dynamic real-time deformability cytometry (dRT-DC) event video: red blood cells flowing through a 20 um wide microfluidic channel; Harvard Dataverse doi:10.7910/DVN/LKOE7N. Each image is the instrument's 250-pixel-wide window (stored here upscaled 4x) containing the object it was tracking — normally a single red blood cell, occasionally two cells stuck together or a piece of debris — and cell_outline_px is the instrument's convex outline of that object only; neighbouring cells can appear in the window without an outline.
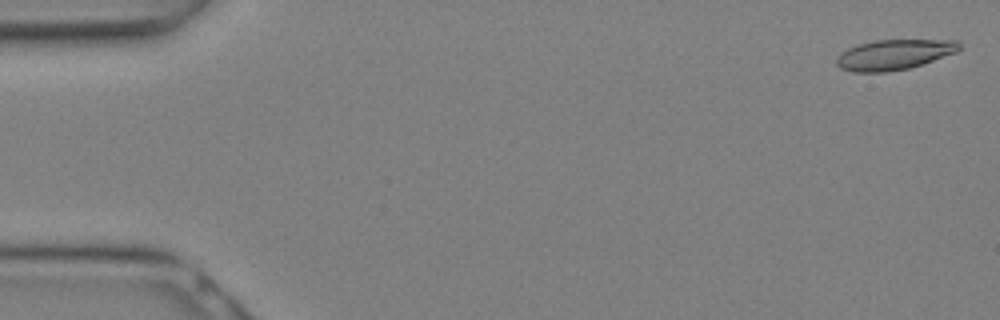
{"species": "Egyptian fruit bat (a non-hibernating species)", "species_latin": "Rousettus aegyptiacus", "temperature_condition": "warm", "stored_images_in_passage": 12, "camera_frame_rate_fps": 3000, "um_per_image_px": 0.085, "animal": {"sex": "female"}, "frame": {"image": 1, "passage_image": 1, "time_ms": 0.0, "image_size_px": [1000, 320], "cell_outline_px": [[964, 48], [956, 52], [924, 64], [908, 68], [888, 72], [852, 72], [840, 68], [836, 64], [836, 60], [840, 52], [856, 44], [876, 40], [960, 40]], "centroid_in_image_um": [76.02, 4.64], "position_along_channel_um": 9.0, "area_um2": 21.96}}
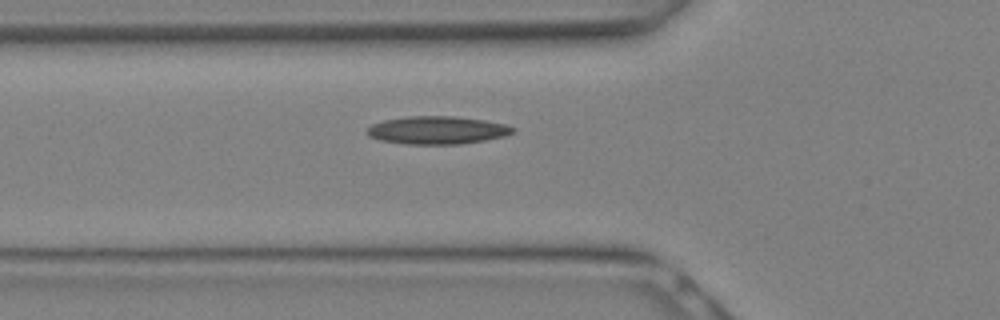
{"frame": {"image": 2, "passage_image": 10, "time_ms": 3.0, "image_size_px": [1000, 320], "cell_outline_px": [[516, 132], [504, 136], [484, 140], [460, 144], [404, 144], [380, 140], [368, 136], [364, 132], [372, 124], [384, 120], [408, 116], [452, 116], [484, 120], [508, 124], [516, 128]], "centroid_in_image_um": [37.17, 11.06], "position_along_channel_um": 88.6, "area_um2": 23.87}}
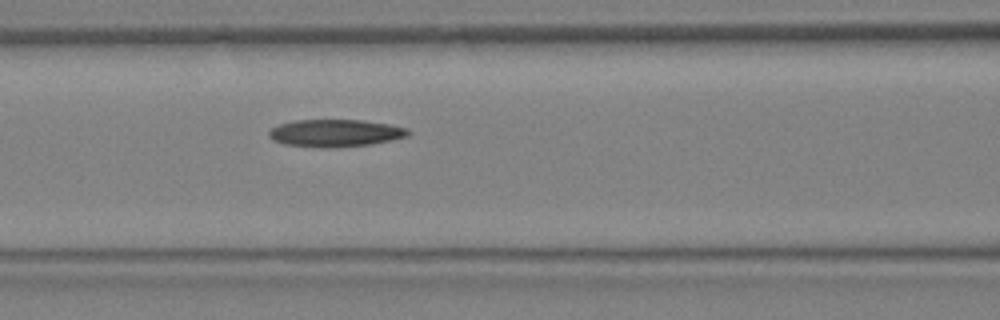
{"frame": {"image": 3, "passage_image": 12, "time_ms": 3.667, "image_size_px": [1000, 320], "cell_outline_px": [[412, 132], [408, 136], [392, 140], [372, 144], [336, 148], [328, 148], [284, 144], [272, 140], [268, 136], [268, 132], [272, 128], [280, 124], [296, 120], [364, 120], [388, 124], [408, 128]], "centroid_in_image_um": [28.53, 11.31], "position_along_channel_um": 138.1, "area_um2": 22.37}}